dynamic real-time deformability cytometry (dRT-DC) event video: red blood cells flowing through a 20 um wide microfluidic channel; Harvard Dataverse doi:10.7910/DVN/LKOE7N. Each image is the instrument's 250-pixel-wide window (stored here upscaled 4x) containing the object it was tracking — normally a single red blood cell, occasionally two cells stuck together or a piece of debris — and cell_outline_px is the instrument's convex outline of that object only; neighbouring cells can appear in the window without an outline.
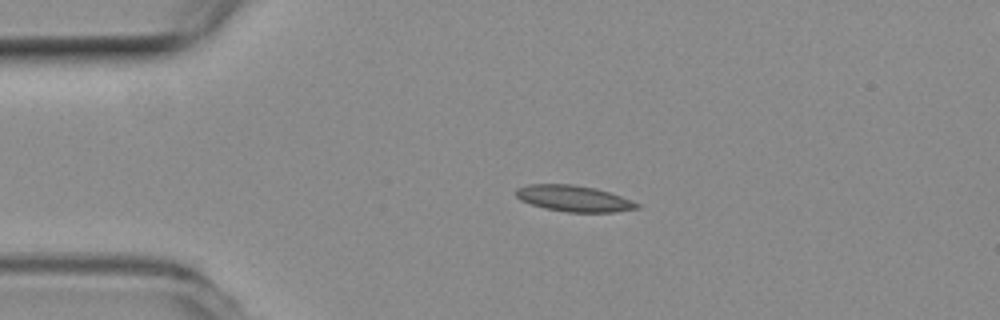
{"species": "common noctule bat (a hibernating species)", "species_latin": "Nyctalus noctula", "temperature_condition": "room temperature", "stored_images_in_passage": 5, "camera_frame_rate_fps": 3000, "um_per_image_px": 0.085, "animal": {"sex": "female", "body_mass_g": 19.3, "forearm_length_mm": 54.1}, "frame": {"image": 1, "passage_image": 3, "time_ms": 0.667, "image_size_px": [1000, 320], "cell_outline_px": [[640, 208], [612, 212], [564, 212], [544, 208], [520, 200], [516, 196], [516, 188], [528, 184], [572, 184], [596, 188], [632, 200], [640, 204]], "centroid_in_image_um": [48.76, 16.87], "position_along_channel_um": 36.2, "area_um2": 18.44}}